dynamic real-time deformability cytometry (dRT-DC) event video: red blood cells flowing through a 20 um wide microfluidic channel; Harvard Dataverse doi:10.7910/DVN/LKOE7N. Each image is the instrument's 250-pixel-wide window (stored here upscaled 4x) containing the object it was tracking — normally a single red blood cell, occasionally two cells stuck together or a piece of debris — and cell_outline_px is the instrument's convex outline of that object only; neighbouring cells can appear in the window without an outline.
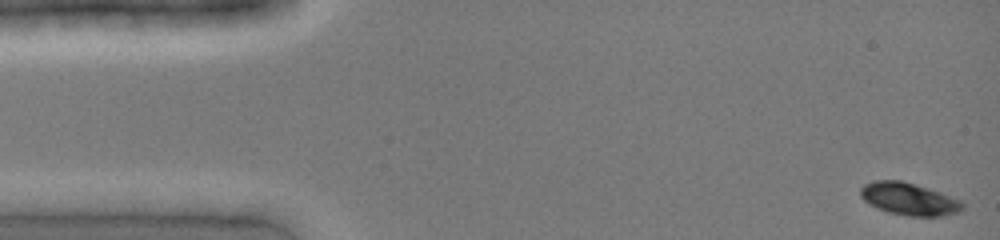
{"species": "common noctule bat (a hibernating species)", "species_latin": "Nyctalus noctula", "temperature_condition": "cold", "stored_images_in_passage": 2, "camera_frame_rate_fps": 3000, "um_per_image_px": 0.085, "animal": {"sex": "female", "body_mass_g": 19.0, "forearm_length_mm": 51.5}, "frame": {"image": 1, "passage_image": 1, "time_ms": 0.0, "image_size_px": [1000, 240], "cell_outline_px": [[964, 208], [960, 212], [944, 216], [908, 216], [888, 212], [876, 208], [868, 204], [860, 196], [860, 188], [864, 184], [876, 180], [900, 180], [928, 188], [940, 192], [960, 200], [964, 204]], "centroid_in_image_um": [77.26, 16.92], "position_along_channel_um": 7.7, "area_um2": 19.36}}